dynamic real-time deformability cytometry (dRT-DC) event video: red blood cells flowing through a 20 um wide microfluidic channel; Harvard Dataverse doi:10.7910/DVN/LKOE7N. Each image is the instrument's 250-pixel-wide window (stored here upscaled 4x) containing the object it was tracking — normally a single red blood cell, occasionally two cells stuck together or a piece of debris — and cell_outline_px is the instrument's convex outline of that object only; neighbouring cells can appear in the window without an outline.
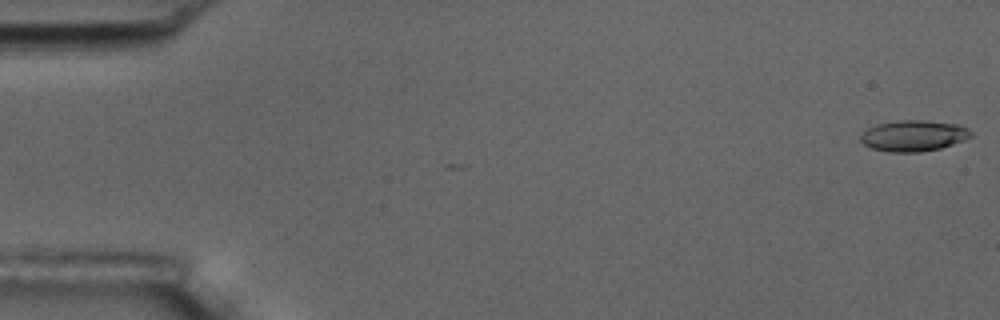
{"species": "common noctule bat (a hibernating species)", "species_latin": "Nyctalus noctula", "temperature_condition": "room temperature", "stored_images_in_passage": 56, "camera_frame_rate_fps": 3000, "um_per_image_px": 0.085, "animal": {"sex": "male", "body_mass_g": 17.5, "forearm_length_mm": 52.3}, "frame": {"image": 1, "passage_image": 1, "time_ms": 0.0, "image_size_px": [1000, 320], "cell_outline_px": [[972, 136], [964, 140], [940, 148], [920, 152], [888, 152], [872, 148], [864, 144], [860, 140], [860, 136], [868, 128], [876, 124], [900, 120], [924, 120], [960, 124], [968, 128], [972, 132]], "centroid_in_image_um": [77.67, 11.53], "position_along_channel_um": 7.3, "area_um2": 20.0}}
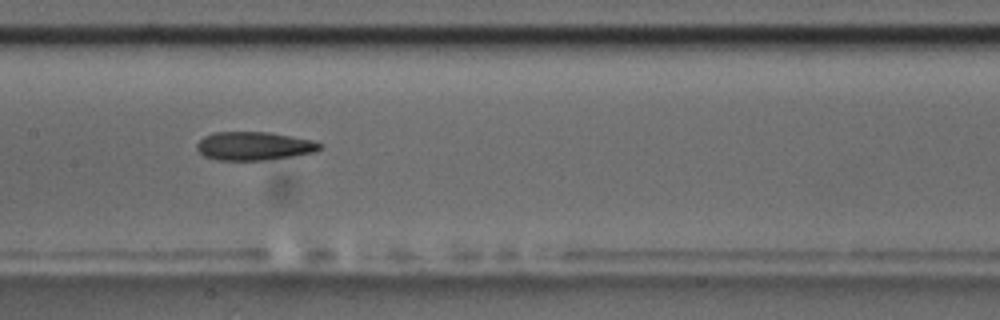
{"frame": {"image": 2, "passage_image": 28, "time_ms": 9.0, "image_size_px": [1000, 320], "cell_outline_px": [[320, 148], [312, 152], [292, 156], [264, 160], [216, 160], [204, 156], [196, 148], [196, 144], [204, 136], [212, 132], [268, 132], [312, 140], [320, 144]], "centroid_in_image_um": [21.52, 12.41], "position_along_channel_um": 185.9, "area_um2": 20.17}}
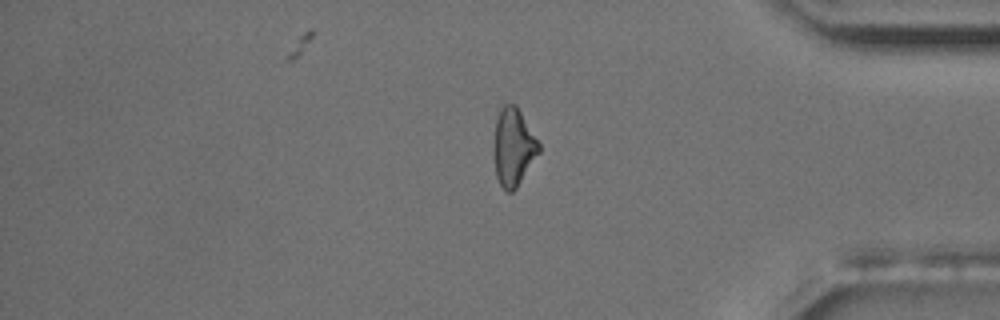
{"frame": {"image": 3, "passage_image": 47, "time_ms": 15.333, "image_size_px": [1000, 320], "cell_outline_px": [[540, 152], [516, 188], [512, 192], [508, 192], [500, 184], [496, 176], [492, 148], [492, 144], [496, 120], [500, 108], [504, 104], [516, 104], [540, 144]], "centroid_in_image_um": [43.61, 12.49], "position_along_channel_um": 391.6, "area_um2": 20.58}, "authors_computed_cell_mechanics": {"area_um2": 20.4323, "velocity_mm_per_s": 3.6075, "shape_relaxation_time_tau1_ms": null, "shape_relaxation_time_tau2_ms": 8.4322, "deformation_change_tau1": null, "deformation_change_tau2": 0.2057}}